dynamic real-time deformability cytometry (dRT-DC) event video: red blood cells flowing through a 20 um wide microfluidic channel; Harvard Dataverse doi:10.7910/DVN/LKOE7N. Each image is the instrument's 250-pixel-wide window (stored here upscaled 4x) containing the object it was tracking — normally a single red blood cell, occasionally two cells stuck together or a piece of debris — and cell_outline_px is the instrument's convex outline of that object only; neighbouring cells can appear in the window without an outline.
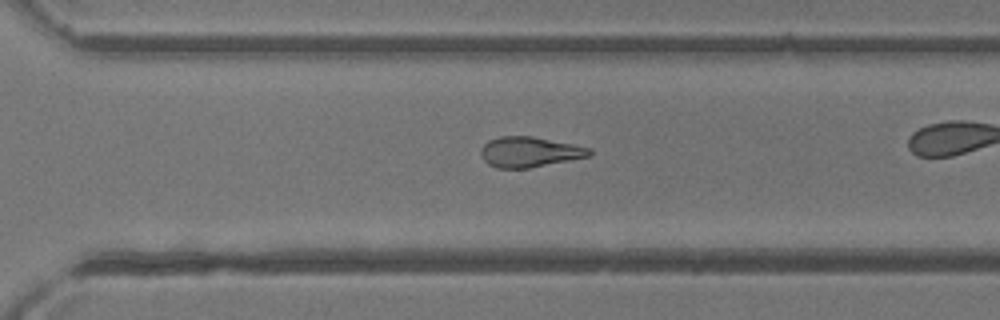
{"species": "common noctule bat (a hibernating species)", "species_latin": "Nyctalus noctula", "temperature_condition": "room temperature", "stored_images_in_passage": 29, "camera_frame_rate_fps": 3000, "um_per_image_px": 0.085, "animal": {"sex": "female"}, "frame": {"image": 1, "passage_image": 25, "time_ms": 8.0, "image_size_px": [1000, 320], "cell_outline_px": [[592, 156], [528, 168], [496, 168], [488, 164], [484, 160], [480, 152], [480, 148], [488, 140], [500, 136], [532, 136], [592, 148]], "centroid_in_image_um": [45.01, 12.91], "position_along_channel_um": 325.6, "area_um2": 19.25}}